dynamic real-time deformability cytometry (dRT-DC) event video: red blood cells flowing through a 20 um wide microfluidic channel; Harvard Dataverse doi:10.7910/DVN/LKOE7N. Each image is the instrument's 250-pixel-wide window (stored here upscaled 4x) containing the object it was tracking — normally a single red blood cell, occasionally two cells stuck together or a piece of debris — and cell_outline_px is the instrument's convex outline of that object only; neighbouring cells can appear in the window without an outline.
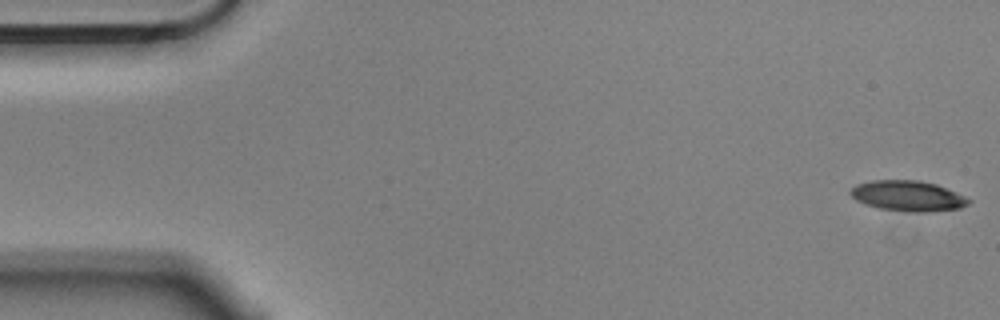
{"species": "Egyptian fruit bat (a non-hibernating species)", "species_latin": "Rousettus aegyptiacus", "temperature_condition": "cold", "stored_images_in_passage": 13, "camera_frame_rate_fps": 3000, "um_per_image_px": 0.085, "animal": {"sex": "male"}, "frame": {"image": 1, "passage_image": 1, "time_ms": 0.0, "image_size_px": [1000, 320], "cell_outline_px": [[972, 200], [968, 204], [960, 208], [924, 212], [916, 212], [880, 208], [856, 200], [848, 192], [856, 184], [872, 180], [920, 180], [936, 184], [964, 196]], "centroid_in_image_um": [77.16, 16.64], "position_along_channel_um": 7.8, "area_um2": 20.69}}
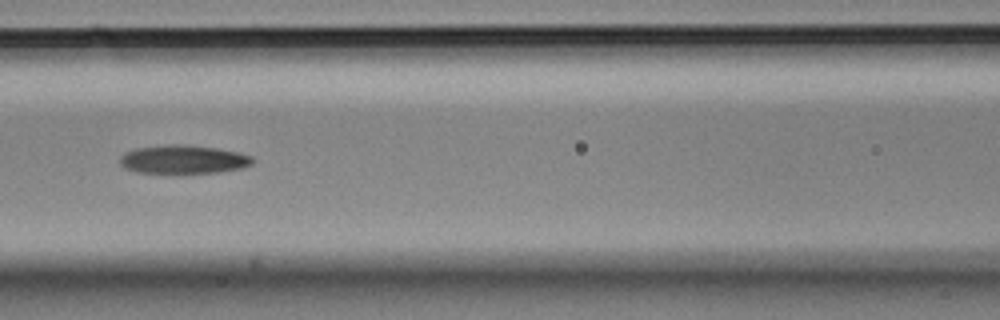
{"frame": {"image": 2, "passage_image": 7, "time_ms": 2.0, "image_size_px": [1000, 320], "cell_outline_px": [[256, 160], [252, 164], [244, 168], [220, 172], [180, 176], [136, 172], [124, 168], [120, 164], [120, 156], [124, 152], [136, 148], [172, 144], [176, 144], [216, 148], [240, 152], [252, 156]], "centroid_in_image_um": [15.6, 13.61], "position_along_channel_um": 151.0, "area_um2": 23.18}}
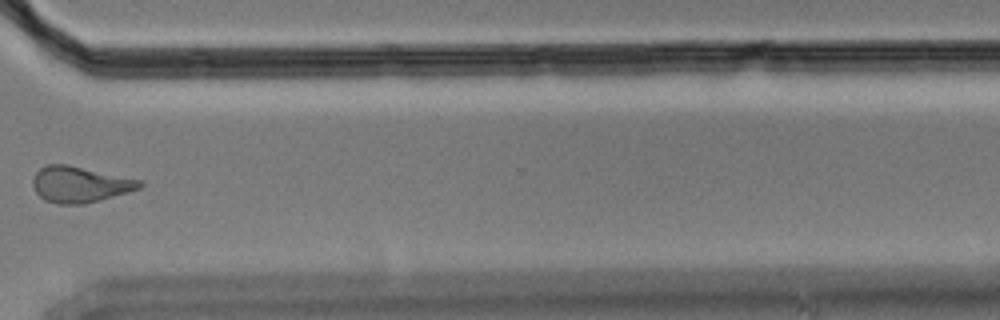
{"frame": {"image": 3, "passage_image": 12, "time_ms": 3.667, "image_size_px": [1000, 320], "cell_outline_px": [[144, 184], [140, 188], [128, 192], [84, 204], [56, 204], [44, 200], [36, 192], [32, 184], [32, 180], [36, 172], [44, 164], [68, 164], [140, 180]], "centroid_in_image_um": [6.75, 15.67], "position_along_channel_um": 363.9, "area_um2": 22.37}}